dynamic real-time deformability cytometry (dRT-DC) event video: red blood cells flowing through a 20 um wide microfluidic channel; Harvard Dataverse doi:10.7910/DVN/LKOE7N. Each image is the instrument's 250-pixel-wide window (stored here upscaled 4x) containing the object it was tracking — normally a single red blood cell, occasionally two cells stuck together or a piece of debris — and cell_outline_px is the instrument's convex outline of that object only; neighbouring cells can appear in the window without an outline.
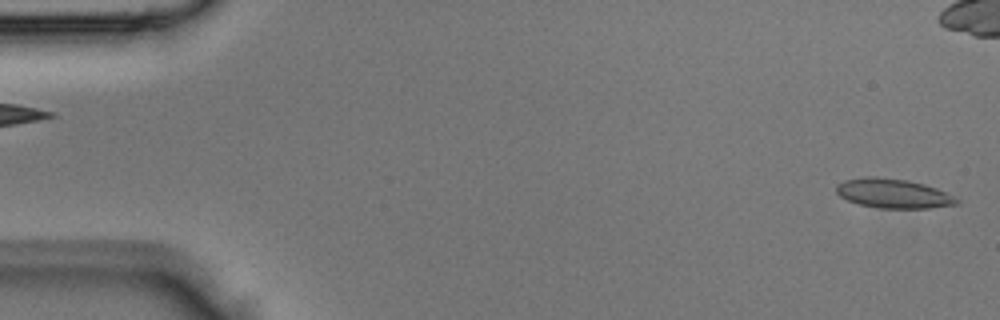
{"species": "Egyptian fruit bat (a non-hibernating species)", "species_latin": "Rousettus aegyptiacus", "temperature_condition": "room temperature", "stored_images_in_passage": 2, "segment_of_instrument_passage": [2, 2], "camera_frame_rate_fps": 3000, "um_per_image_px": 0.085, "animal": {"sex": "male"}, "frame": {"image": 1, "passage_image": 2, "time_ms": 0.333, "image_size_px": [1000, 320], "cell_outline_px": [[960, 204], [928, 208], [880, 208], [860, 204], [848, 200], [840, 196], [836, 192], [836, 184], [844, 180], [868, 176], [876, 176], [908, 180], [924, 184], [936, 188], [960, 200]], "centroid_in_image_um": [75.91, 16.44], "position_along_channel_um": 9.1, "area_um2": 20.58}}